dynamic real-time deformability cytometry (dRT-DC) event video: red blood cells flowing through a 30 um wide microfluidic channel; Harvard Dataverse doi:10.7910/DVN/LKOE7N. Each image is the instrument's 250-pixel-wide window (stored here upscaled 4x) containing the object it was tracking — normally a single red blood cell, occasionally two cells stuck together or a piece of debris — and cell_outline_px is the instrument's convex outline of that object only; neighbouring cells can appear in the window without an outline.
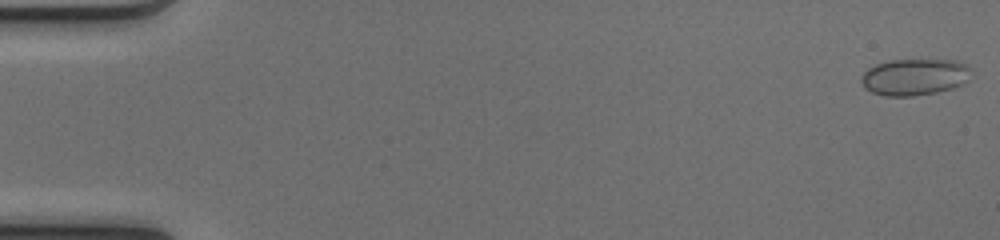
{"species": "common noctule bat (a hibernating species)", "species_latin": "Nyctalus noctula", "temperature_condition": "cold", "stored_images_in_passage": 51, "camera_frame_rate_fps": 3000, "um_per_image_px": 0.085, "animal": {"sex": "female", "body_mass_g": 17.0, "forearm_length_mm": 48.0}, "frame": {"image": 1, "passage_image": 1, "time_ms": 0.0, "image_size_px": [1000, 240], "cell_outline_px": [[968, 80], [952, 88], [936, 92], [912, 96], [884, 96], [872, 92], [864, 88], [860, 80], [864, 72], [868, 68], [876, 64], [888, 60], [956, 60], [968, 64]], "centroid_in_image_um": [77.69, 6.54], "position_along_channel_um": 7.3, "area_um2": 23.35}}
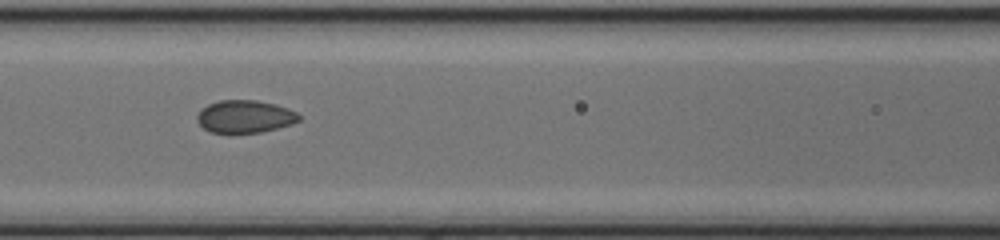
{"frame": {"image": 2, "passage_image": 23, "time_ms": 7.333, "image_size_px": [1000, 240], "cell_outline_px": [[300, 120], [292, 124], [260, 132], [212, 132], [204, 128], [196, 120], [196, 116], [208, 104], [220, 100], [256, 100], [276, 104], [288, 108], [296, 112], [300, 116]], "centroid_in_image_um": [20.84, 9.89], "position_along_channel_um": 145.8, "area_um2": 19.13}}
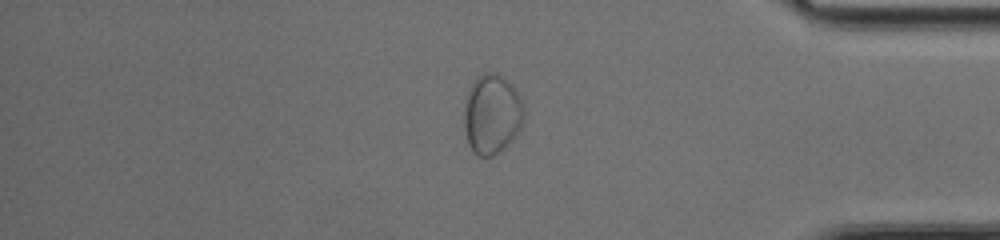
{"frame": {"image": 3, "passage_image": 43, "time_ms": 14.0, "image_size_px": [1000, 240], "cell_outline_px": [[524, 120], [520, 128], [512, 140], [500, 152], [492, 156], [480, 156], [472, 152], [468, 144], [464, 128], [464, 108], [468, 92], [476, 76], [484, 72], [492, 72], [500, 76], [512, 84], [524, 104]], "centroid_in_image_um": [41.81, 9.72], "position_along_channel_um": 393.4, "area_um2": 27.98}}